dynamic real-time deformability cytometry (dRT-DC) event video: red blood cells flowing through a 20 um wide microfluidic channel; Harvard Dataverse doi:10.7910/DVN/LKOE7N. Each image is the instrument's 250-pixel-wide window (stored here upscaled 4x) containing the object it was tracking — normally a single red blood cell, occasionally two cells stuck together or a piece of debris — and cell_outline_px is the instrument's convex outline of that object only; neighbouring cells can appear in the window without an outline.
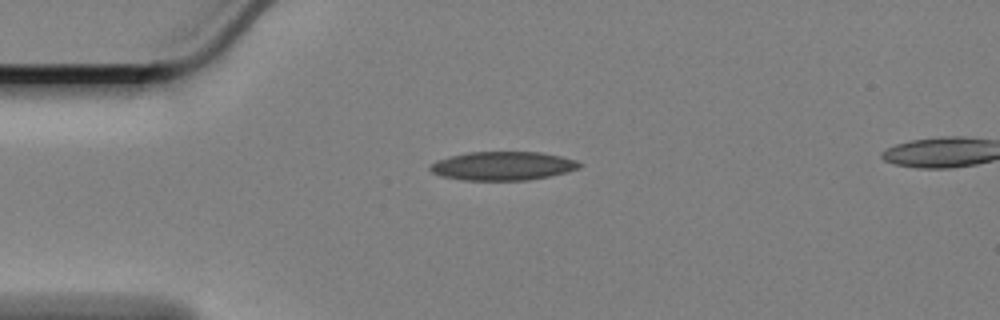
{"species": "Egyptian fruit bat (a non-hibernating species)", "species_latin": "Rousettus aegyptiacus", "temperature_condition": "cold", "stored_images_in_passage": 32, "camera_frame_rate_fps": 3000, "um_per_image_px": 0.085, "animal": {"sex": "female"}, "frame": {"image": 1, "passage_image": 1, "time_ms": 0.0, "image_size_px": [1000, 320], "cell_outline_px": [[584, 164], [580, 168], [548, 176], [528, 180], [464, 180], [440, 176], [432, 172], [428, 168], [436, 160], [448, 156], [468, 152], [540, 152], [560, 156], [576, 160]], "centroid_in_image_um": [42.71, 14.1], "position_along_channel_um": 42.3, "area_um2": 24.97}}
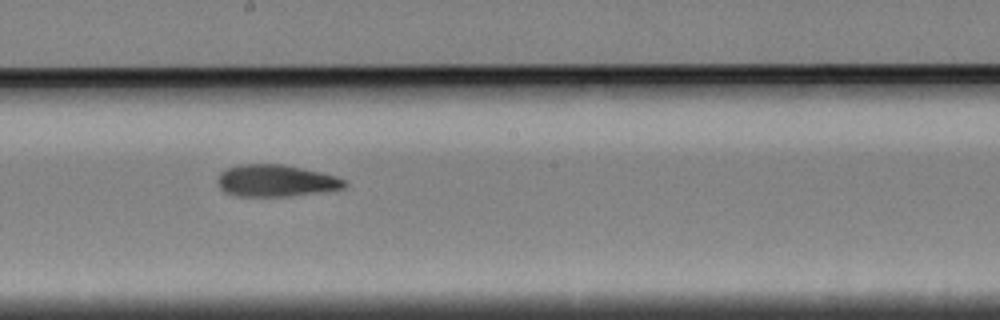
{"frame": {"image": 2, "passage_image": 19, "time_ms": 6.0, "image_size_px": [1000, 320], "cell_outline_px": [[348, 184], [344, 188], [320, 192], [288, 196], [236, 196], [224, 192], [220, 188], [220, 172], [228, 168], [240, 164], [284, 164], [320, 172], [336, 176], [344, 180]], "centroid_in_image_um": [23.47, 15.36], "position_along_channel_um": 224.7, "area_um2": 23.41}}
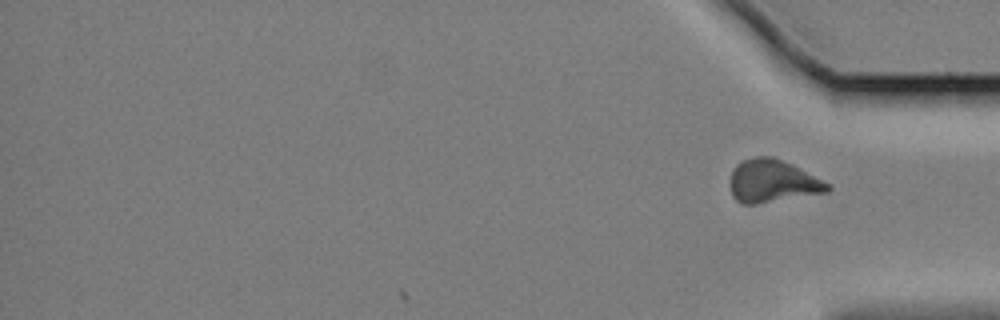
{"frame": {"image": 3, "passage_image": 32, "time_ms": 10.333, "image_size_px": [1000, 320], "cell_outline_px": [[832, 188], [828, 192], [756, 204], [744, 204], [736, 200], [732, 196], [728, 184], [732, 172], [736, 164], [744, 160], [756, 156], [772, 156], [792, 164], [800, 168], [828, 184]], "centroid_in_image_um": [65.62, 15.4], "position_along_channel_um": 369.6, "area_um2": 24.28}, "authors_computed_cell_mechanics": {"area_um2": 24.2182, "velocity_mm_per_s": 3.3659, "shape_relaxation_time_tau1_ms": 9.9408, "shape_relaxation_time_tau2_ms": 4.9866, "deformation_change_tau1": 0.2091, "deformation_change_tau2": 0.1244}}